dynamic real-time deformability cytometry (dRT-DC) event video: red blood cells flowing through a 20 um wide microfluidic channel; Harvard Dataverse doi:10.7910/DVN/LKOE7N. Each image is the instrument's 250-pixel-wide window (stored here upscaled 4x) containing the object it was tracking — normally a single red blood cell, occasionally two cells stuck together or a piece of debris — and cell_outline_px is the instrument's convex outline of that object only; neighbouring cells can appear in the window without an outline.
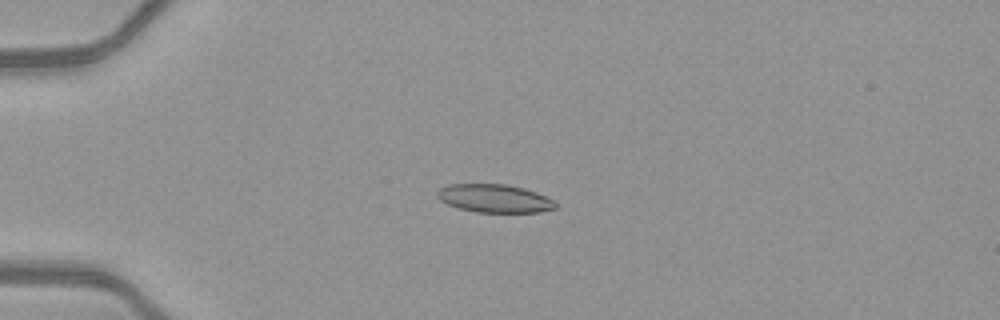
{"species": "common noctule bat (a hibernating species)", "species_latin": "Nyctalus noctula", "temperature_condition": "warm", "stored_images_in_passage": 52, "camera_frame_rate_fps": 3000, "um_per_image_px": 0.085, "animal": {"sex": "female", "body_mass_g": 21.9}, "frame": {"image": 1, "passage_image": 15, "time_ms": 4.667, "image_size_px": [1000, 320], "cell_outline_px": [[556, 208], [540, 212], [476, 212], [460, 208], [448, 204], [440, 200], [436, 196], [436, 192], [440, 188], [448, 184], [504, 184], [524, 188], [536, 192], [552, 200], [556, 204]], "centroid_in_image_um": [42.0, 16.86], "position_along_channel_um": 43.0, "area_um2": 19.31}}
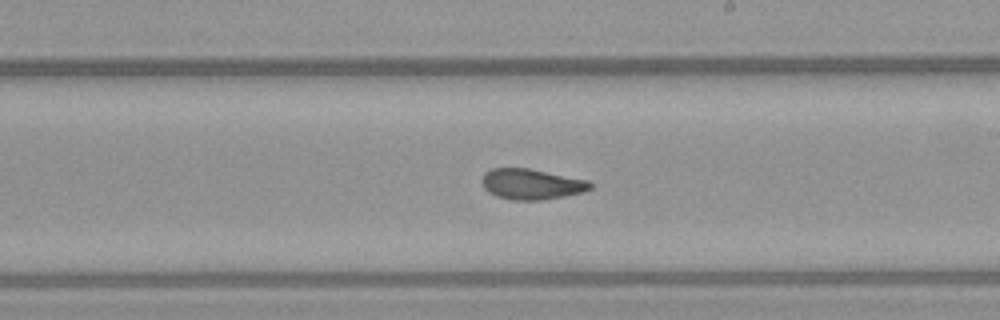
{"frame": {"image": 2, "passage_image": 32, "time_ms": 10.333, "image_size_px": [1000, 320], "cell_outline_px": [[592, 188], [584, 192], [564, 196], [540, 200], [512, 200], [496, 196], [488, 192], [484, 188], [480, 180], [484, 172], [492, 168], [528, 168], [588, 180], [592, 184]], "centroid_in_image_um": [45.14, 15.65], "position_along_channel_um": 243.9, "area_um2": 19.42}}
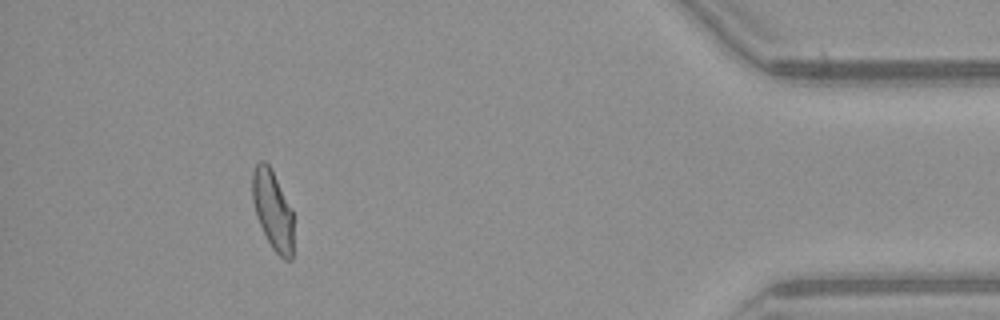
{"frame": {"image": 3, "passage_image": 48, "time_ms": 15.667, "image_size_px": [1000, 320], "cell_outline_px": [[292, 260], [284, 260], [272, 248], [256, 216], [252, 200], [252, 172], [256, 164], [260, 160], [264, 160], [272, 168], [292, 208]], "centroid_in_image_um": [23.17, 17.8], "position_along_channel_um": 412.0, "area_um2": 19.07}, "authors_computed_cell_mechanics": {"area_um2": 19.652, "velocity_mm_per_s": 4.1423, "shape_relaxation_time_tau1_ms": null, "shape_relaxation_time_tau2_ms": 1.9696, "deformation_change_tau1": null, "deformation_change_tau2": 0.0905}}